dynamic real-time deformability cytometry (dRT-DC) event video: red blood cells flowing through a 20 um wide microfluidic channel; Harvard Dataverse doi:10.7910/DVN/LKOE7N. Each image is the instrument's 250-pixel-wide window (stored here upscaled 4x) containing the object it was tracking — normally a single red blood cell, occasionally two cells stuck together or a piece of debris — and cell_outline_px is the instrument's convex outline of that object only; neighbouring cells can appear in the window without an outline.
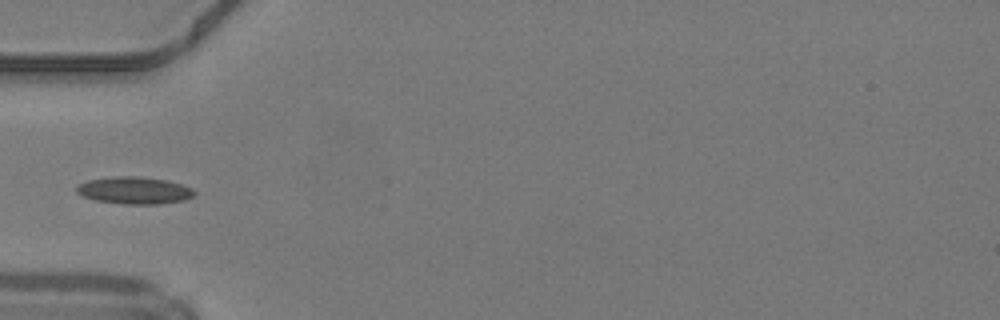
{"species": "common noctule bat (a hibernating species)", "species_latin": "Nyctalus noctula", "temperature_condition": "warm", "stored_images_in_passage": 24, "camera_frame_rate_fps": 3000, "um_per_image_px": 0.085, "animal": {"sex": "male", "body_mass_g": 19.2, "forearm_length_mm": 51.8}, "frame": {"image": 1, "passage_image": 1, "time_ms": 0.0, "image_size_px": [1000, 320], "cell_outline_px": [[196, 192], [192, 196], [184, 200], [160, 204], [124, 204], [96, 200], [84, 196], [76, 192], [76, 184], [88, 180], [112, 176], [140, 176], [168, 180], [192, 188]], "centroid_in_image_um": [11.41, 16.17], "position_along_channel_um": 73.6, "area_um2": 18.73}}